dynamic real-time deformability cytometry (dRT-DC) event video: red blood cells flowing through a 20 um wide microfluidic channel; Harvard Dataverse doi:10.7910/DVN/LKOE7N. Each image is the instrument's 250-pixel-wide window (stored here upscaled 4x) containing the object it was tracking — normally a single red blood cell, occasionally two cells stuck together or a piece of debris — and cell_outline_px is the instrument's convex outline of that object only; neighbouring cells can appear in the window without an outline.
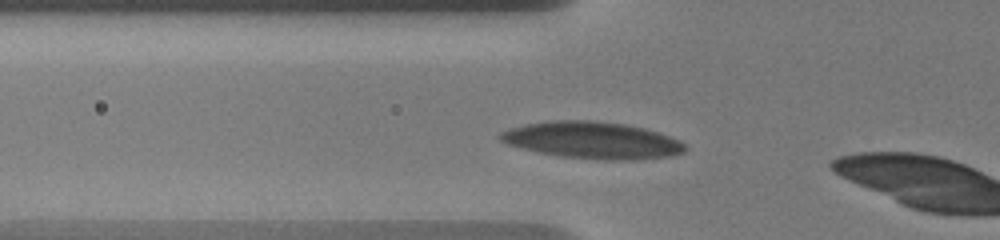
{"species": "human", "species_latin": "Homo sapiens", "temperature_condition": "warm", "stored_images_in_passage": 3, "camera_frame_rate_fps": 3000, "um_per_image_px": 0.085, "donor": {"sex": "male"}, "frame": {"image": 1, "passage_image": 2, "time_ms": 0.667, "image_size_px": [1000, 240], "cell_outline_px": [[688, 148], [684, 152], [672, 156], [632, 160], [608, 160], [560, 156], [540, 152], [508, 144], [500, 140], [496, 136], [500, 132], [524, 124], [552, 120], [592, 120], [624, 124], [644, 128], [660, 132], [680, 140]], "centroid_in_image_um": [50.39, 11.91], "position_along_channel_um": 75.4, "area_um2": 39.71}}